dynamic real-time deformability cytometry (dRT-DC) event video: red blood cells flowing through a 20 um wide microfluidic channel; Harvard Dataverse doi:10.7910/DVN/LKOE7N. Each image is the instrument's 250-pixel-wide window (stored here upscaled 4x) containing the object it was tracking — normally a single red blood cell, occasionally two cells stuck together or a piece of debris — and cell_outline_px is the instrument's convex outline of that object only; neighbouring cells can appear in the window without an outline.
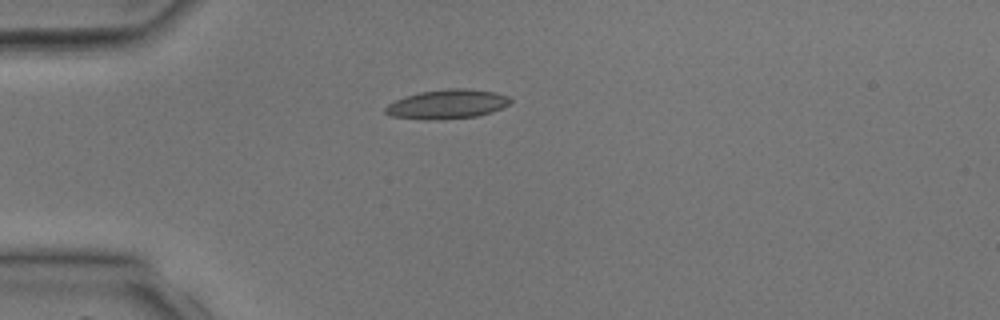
{"species": "common noctule bat (a hibernating species)", "species_latin": "Nyctalus noctula", "temperature_condition": "room temperature", "stored_images_in_passage": 2, "camera_frame_rate_fps": 3000, "um_per_image_px": 0.085, "animal": {"sex": "male", "body_mass_g": 17.9, "forearm_length_mm": 54.2}, "frame": {"image": 1, "passage_image": 2, "time_ms": 1.333, "image_size_px": [1000, 320], "cell_outline_px": [[512, 100], [508, 104], [492, 112], [476, 116], [432, 120], [424, 120], [388, 116], [384, 112], [384, 108], [388, 104], [404, 96], [420, 92], [448, 88], [468, 88], [496, 92], [508, 96]], "centroid_in_image_um": [37.97, 8.85], "position_along_channel_um": 47.0, "area_um2": 21.44}}